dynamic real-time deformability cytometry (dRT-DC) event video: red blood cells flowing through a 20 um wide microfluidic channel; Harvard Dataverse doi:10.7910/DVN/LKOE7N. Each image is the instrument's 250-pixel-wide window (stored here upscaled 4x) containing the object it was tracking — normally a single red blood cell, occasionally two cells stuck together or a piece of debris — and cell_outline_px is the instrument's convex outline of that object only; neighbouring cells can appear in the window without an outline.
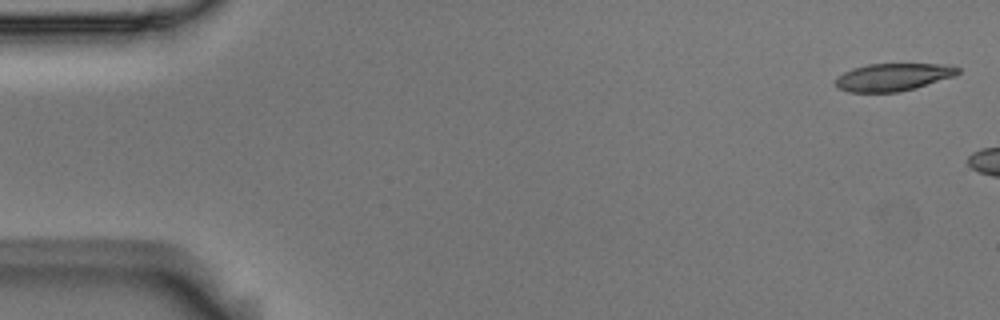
{"species": "Egyptian fruit bat (a non-hibernating species)", "species_latin": "Rousettus aegyptiacus", "temperature_condition": "room temperature", "stored_images_in_passage": 3, "camera_frame_rate_fps": 3000, "um_per_image_px": 0.085, "animal": {"sex": "male"}, "frame": {"image": 1, "passage_image": 1, "time_ms": 0.0, "image_size_px": [1000, 320], "cell_outline_px": [[960, 72], [956, 76], [916, 88], [900, 92], [848, 92], [836, 88], [836, 76], [852, 68], [868, 64], [952, 64], [960, 68]], "centroid_in_image_um": [75.94, 6.55], "position_along_channel_um": 9.1, "area_um2": 20.0}}